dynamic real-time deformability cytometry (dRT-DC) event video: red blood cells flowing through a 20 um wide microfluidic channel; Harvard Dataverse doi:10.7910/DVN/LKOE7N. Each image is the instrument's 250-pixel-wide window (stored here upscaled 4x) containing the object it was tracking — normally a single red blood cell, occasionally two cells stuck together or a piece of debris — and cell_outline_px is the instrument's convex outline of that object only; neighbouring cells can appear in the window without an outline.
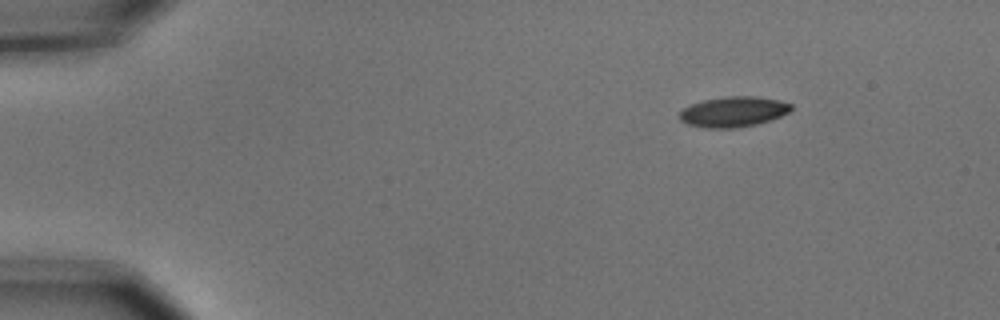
{"species": "common noctule bat (a hibernating species)", "species_latin": "Nyctalus noctula", "temperature_condition": "cold", "stored_images_in_passage": 6, "camera_frame_rate_fps": 3000, "um_per_image_px": 0.085, "animal": {"sex": "male", "body_mass_g": 15.6}, "frame": {"image": 1, "passage_image": 1, "time_ms": 0.0, "image_size_px": [1000, 320], "cell_outline_px": [[792, 108], [788, 112], [772, 120], [756, 124], [736, 128], [704, 128], [688, 124], [680, 120], [680, 112], [684, 108], [692, 104], [704, 100], [728, 96], [752, 96], [780, 100], [792, 104]], "centroid_in_image_um": [62.35, 9.5], "position_along_channel_um": 22.6, "area_um2": 19.65}}
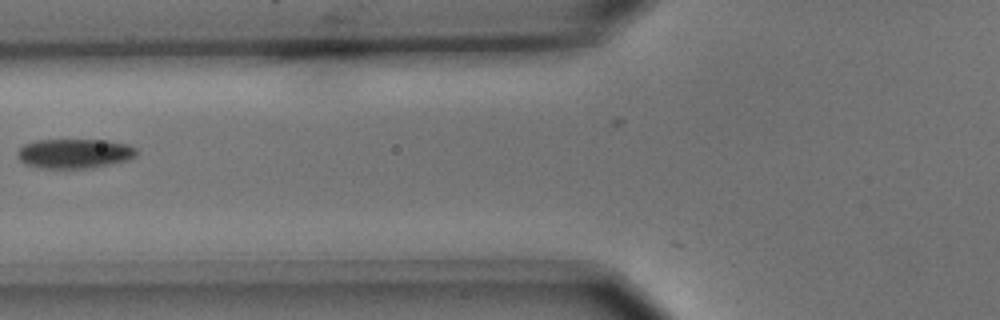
{"frame": {"image": 2, "passage_image": 5, "time_ms": 1.333, "image_size_px": [1000, 320], "cell_outline_px": [[136, 156], [128, 160], [92, 168], [40, 168], [24, 164], [16, 156], [16, 152], [24, 144], [36, 140], [108, 140], [128, 144], [136, 148]], "centroid_in_image_um": [6.32, 13.05], "position_along_channel_um": 119.5, "area_um2": 20.69}}
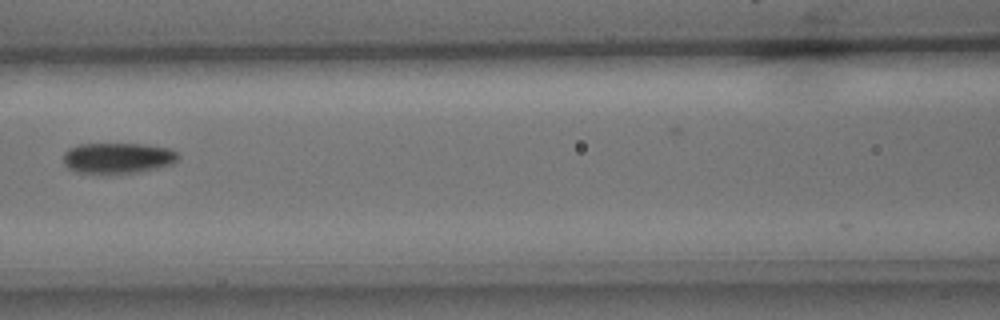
{"frame": {"image": 3, "passage_image": 6, "time_ms": 1.667, "image_size_px": [1000, 320], "cell_outline_px": [[180, 156], [172, 164], [160, 168], [140, 172], [116, 176], [76, 172], [68, 168], [64, 164], [64, 152], [68, 148], [76, 144], [144, 144], [172, 148]], "centroid_in_image_um": [10.01, 13.47], "position_along_channel_um": 156.6, "area_um2": 21.44}}